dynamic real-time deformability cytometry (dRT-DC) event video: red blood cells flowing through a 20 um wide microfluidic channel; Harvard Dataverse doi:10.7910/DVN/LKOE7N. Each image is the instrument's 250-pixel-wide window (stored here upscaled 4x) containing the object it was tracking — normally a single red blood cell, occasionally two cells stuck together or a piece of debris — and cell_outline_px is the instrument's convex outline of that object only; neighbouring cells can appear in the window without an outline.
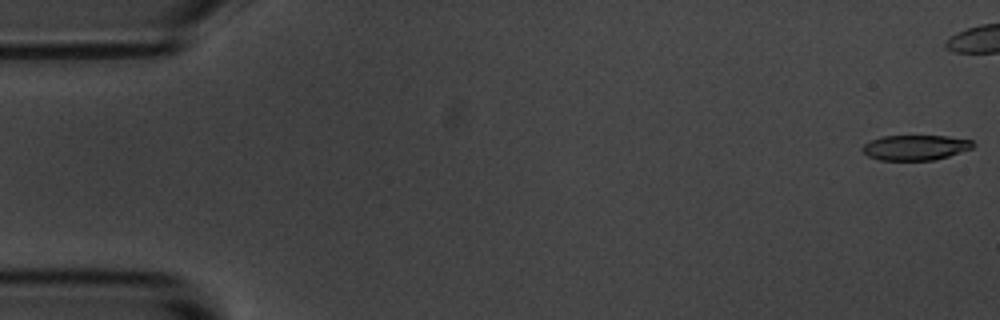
{"species": "common noctule bat (a hibernating species)", "species_latin": "Nyctalus noctula", "temperature_condition": "room temperature", "stored_images_in_passage": 10, "camera_frame_rate_fps": 3000, "um_per_image_px": 0.085, "animal": {"sex": "male", "body_mass_g": 20.1, "forearm_length_mm": 53.5}, "frame": {"image": 1, "passage_image": 1, "time_ms": 0.0, "image_size_px": [1000, 320], "cell_outline_px": [[976, 144], [972, 148], [936, 160], [880, 160], [868, 156], [860, 148], [864, 144], [872, 140], [884, 136], [948, 136], [972, 140]], "centroid_in_image_um": [77.82, 12.54], "position_along_channel_um": 7.2, "area_um2": 16.18}}
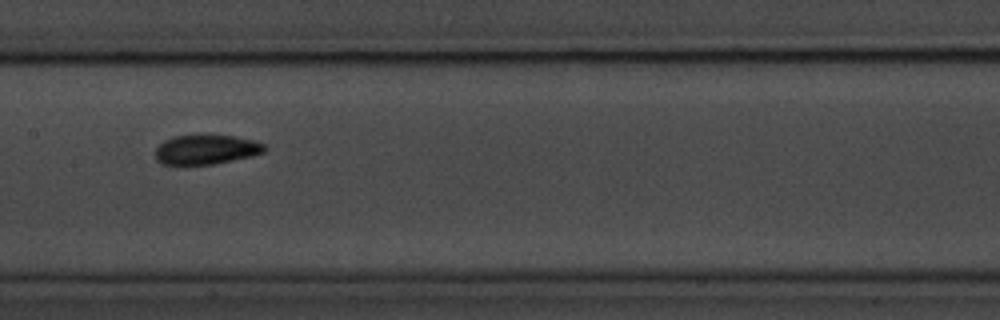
{"frame": {"image": 2, "passage_image": 9, "time_ms": 10.0, "image_size_px": [1000, 320], "cell_outline_px": [[268, 148], [264, 152], [252, 156], [212, 164], [160, 164], [156, 160], [156, 148], [164, 140], [176, 136], [204, 132], [236, 136], [252, 140], [264, 144]], "centroid_in_image_um": [17.53, 12.66], "position_along_channel_um": 189.9, "area_um2": 19.36}}
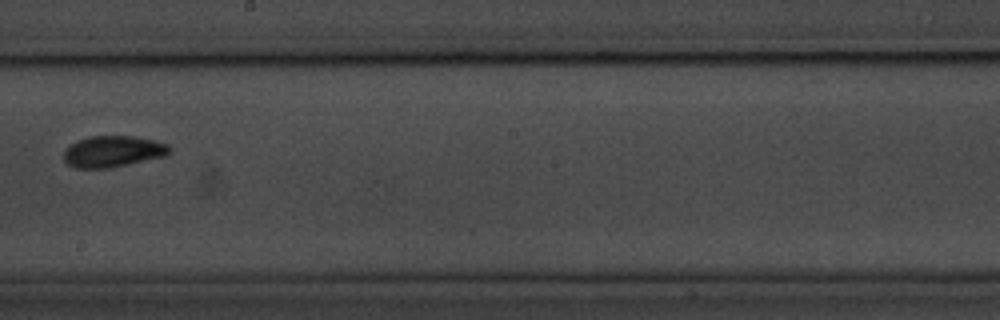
{"frame": {"image": 3, "passage_image": 10, "time_ms": 11.333, "image_size_px": [1000, 320], "cell_outline_px": [[172, 148], [168, 156], [108, 168], [76, 168], [68, 164], [64, 160], [64, 152], [76, 140], [88, 136], [136, 136], [156, 140], [168, 144]], "centroid_in_image_um": [9.66, 12.86], "position_along_channel_um": 238.5, "area_um2": 19.48}}